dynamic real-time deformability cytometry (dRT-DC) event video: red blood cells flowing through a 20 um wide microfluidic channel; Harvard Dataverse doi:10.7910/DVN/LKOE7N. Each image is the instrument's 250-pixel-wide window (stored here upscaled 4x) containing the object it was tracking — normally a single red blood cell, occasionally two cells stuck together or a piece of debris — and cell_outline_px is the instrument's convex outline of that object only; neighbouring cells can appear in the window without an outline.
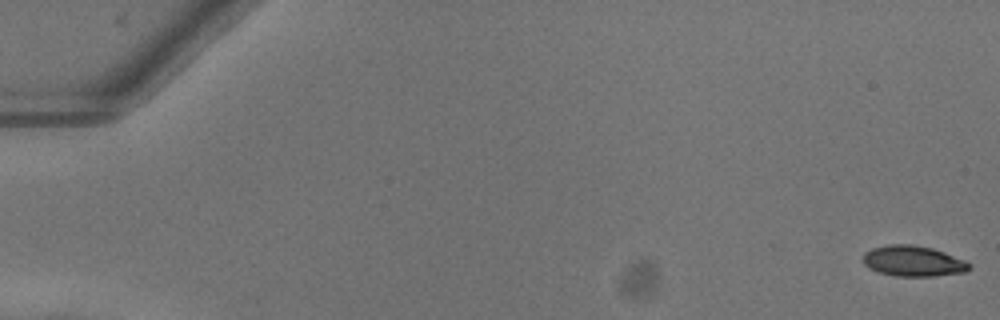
{"species": "common noctule bat (a hibernating species)", "species_latin": "Nyctalus noctula", "temperature_condition": "warm", "stored_images_in_passage": 44, "camera_frame_rate_fps": 3000, "um_per_image_px": 0.085, "animal": {"sex": "female"}, "frame": {"image": 1, "passage_image": 1, "time_ms": 0.0, "image_size_px": [1000, 320], "cell_outline_px": [[972, 268], [964, 272], [932, 276], [896, 276], [880, 272], [868, 268], [860, 260], [864, 252], [872, 248], [888, 244], [912, 244], [932, 248], [944, 252], [964, 260], [972, 264]], "centroid_in_image_um": [77.59, 22.18], "position_along_channel_um": 7.4, "area_um2": 19.13}}
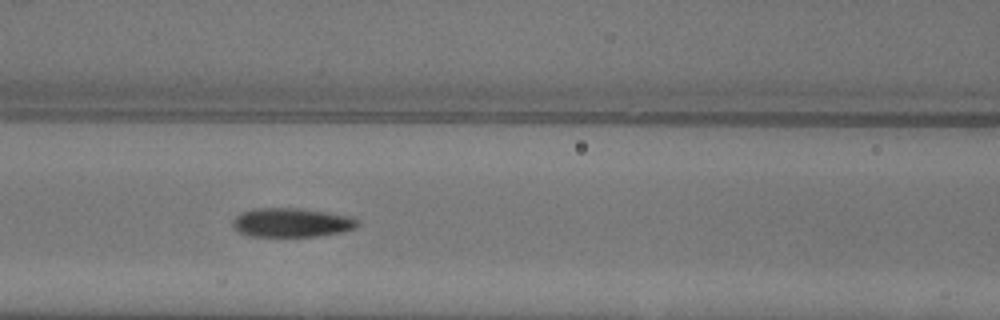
{"frame": {"image": 2, "passage_image": 24, "time_ms": 7.667, "image_size_px": [1000, 320], "cell_outline_px": [[360, 224], [356, 228], [344, 232], [316, 236], [248, 236], [236, 232], [232, 228], [232, 220], [236, 216], [244, 212], [256, 208], [296, 208], [328, 212], [352, 216]], "centroid_in_image_um": [24.78, 18.92], "position_along_channel_um": 141.8, "area_um2": 21.33}}
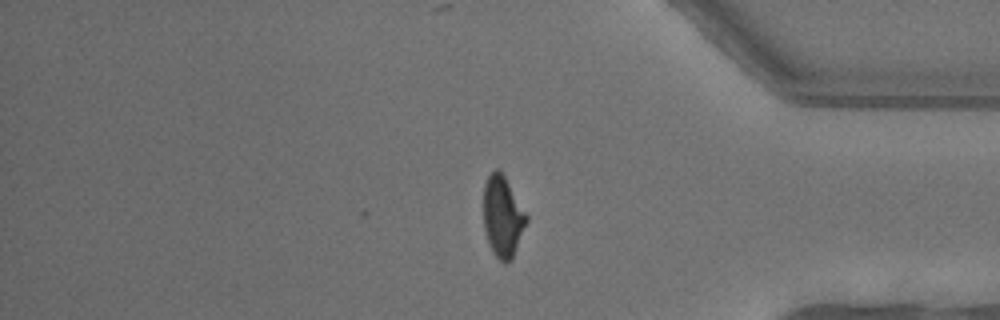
{"frame": {"image": 3, "passage_image": 44, "time_ms": 14.333, "image_size_px": [1000, 320], "cell_outline_px": [[528, 220], [512, 260], [508, 264], [504, 264], [492, 252], [488, 244], [484, 228], [484, 184], [488, 176], [496, 168], [500, 168], [528, 216]], "centroid_in_image_um": [42.73, 18.43], "position_along_channel_um": 392.5, "area_um2": 20.46}, "authors_computed_cell_mechanics": {"area_um2": 20.519, "velocity_mm_per_s": 4.0526, "shape_relaxation_time_tau1_ms": 3.1588, "shape_relaxation_time_tau2_ms": 2.0859, "deformation_change_tau1": 0.1683, "deformation_change_tau2": 0.0892}}